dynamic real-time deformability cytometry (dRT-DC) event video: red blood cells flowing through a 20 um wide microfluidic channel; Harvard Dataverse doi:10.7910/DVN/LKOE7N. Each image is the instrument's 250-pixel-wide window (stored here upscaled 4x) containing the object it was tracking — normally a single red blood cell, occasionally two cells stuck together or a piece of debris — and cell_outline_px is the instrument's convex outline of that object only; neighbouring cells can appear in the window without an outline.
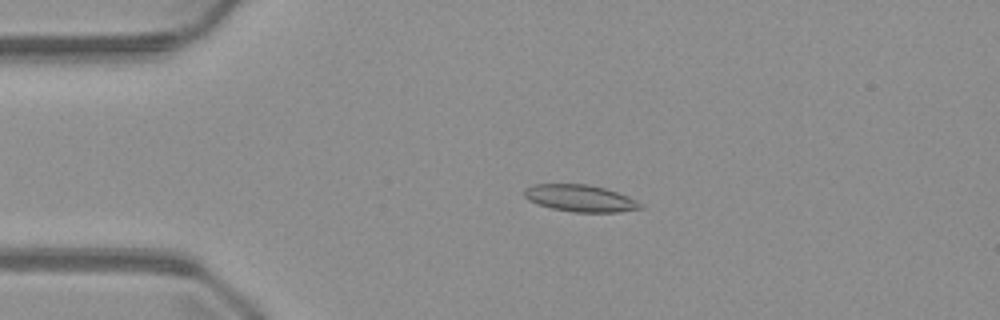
{"species": "common noctule bat (a hibernating species)", "species_latin": "Nyctalus noctula", "temperature_condition": "warm", "stored_images_in_passage": 43, "camera_frame_rate_fps": 3000, "um_per_image_px": 0.085, "animal": {"sex": "male", "body_mass_g": 23.1, "forearm_length_mm": 52.7}, "frame": {"image": 1, "passage_image": 10, "time_ms": 3.0, "image_size_px": [1000, 320], "cell_outline_px": [[644, 208], [616, 212], [572, 212], [552, 208], [536, 204], [528, 200], [524, 196], [524, 188], [532, 184], [588, 184], [604, 188], [628, 196], [644, 204]], "centroid_in_image_um": [49.3, 16.85], "position_along_channel_um": 35.7, "area_um2": 18.32}}
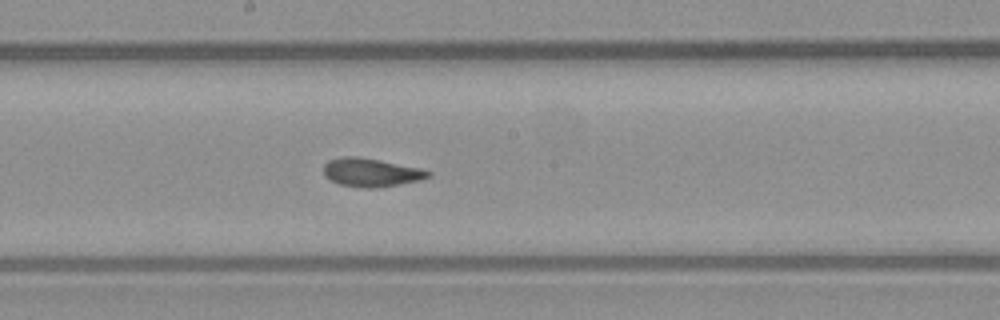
{"frame": {"image": 2, "passage_image": 26, "time_ms": 8.333, "image_size_px": [1000, 320], "cell_outline_px": [[432, 176], [420, 180], [400, 184], [376, 188], [364, 188], [340, 184], [332, 180], [324, 172], [324, 164], [328, 160], [344, 156], [356, 156], [420, 168], [432, 172]], "centroid_in_image_um": [31.57, 14.66], "position_along_channel_um": 216.6, "area_um2": 17.11}}
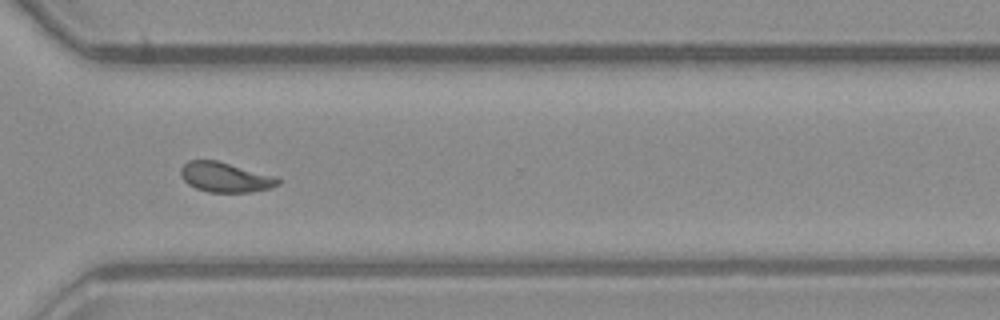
{"frame": {"image": 3, "passage_image": 36, "time_ms": 11.667, "image_size_px": [1000, 320], "cell_outline_px": [[284, 180], [280, 184], [268, 188], [252, 192], [208, 192], [196, 188], [188, 184], [180, 176], [180, 168], [188, 160], [216, 160], [276, 176]], "centroid_in_image_um": [19.16, 15.06], "position_along_channel_um": 351.4, "area_um2": 17.05}}